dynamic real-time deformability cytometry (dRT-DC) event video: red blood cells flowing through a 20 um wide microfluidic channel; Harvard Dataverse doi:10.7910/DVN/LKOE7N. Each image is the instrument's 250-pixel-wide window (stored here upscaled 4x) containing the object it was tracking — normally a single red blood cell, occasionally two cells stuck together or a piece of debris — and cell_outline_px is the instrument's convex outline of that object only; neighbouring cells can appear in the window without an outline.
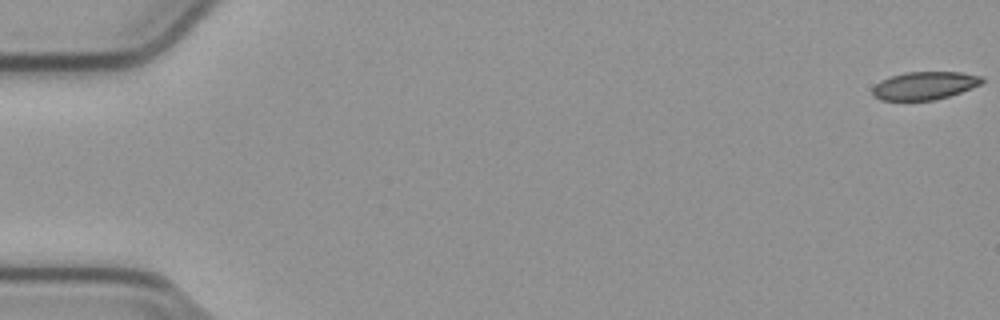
{"species": "common noctule bat (a hibernating species)", "species_latin": "Nyctalus noctula", "temperature_condition": "cold", "stored_images_in_passage": 10, "camera_frame_rate_fps": 3000, "um_per_image_px": 0.085, "animal": {"sex": "male", "body_mass_g": 23.1, "forearm_length_mm": 52.7}, "frame": {"image": 1, "passage_image": 1, "time_ms": 0.0, "image_size_px": [1000, 320], "cell_outline_px": [[984, 80], [980, 84], [960, 92], [936, 100], [880, 100], [872, 96], [872, 88], [880, 80], [904, 72], [960, 72], [984, 76]], "centroid_in_image_um": [78.57, 7.27], "position_along_channel_um": 6.4, "area_um2": 17.86}}